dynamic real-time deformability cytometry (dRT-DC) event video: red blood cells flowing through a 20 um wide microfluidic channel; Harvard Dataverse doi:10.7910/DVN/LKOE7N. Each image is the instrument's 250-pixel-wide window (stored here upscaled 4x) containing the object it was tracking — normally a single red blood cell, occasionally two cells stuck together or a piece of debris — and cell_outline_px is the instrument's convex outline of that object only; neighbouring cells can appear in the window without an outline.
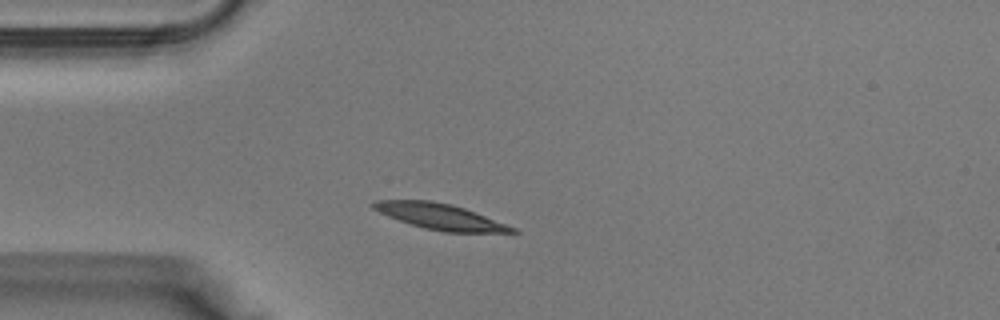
{"species": "Egyptian fruit bat (a non-hibernating species)", "species_latin": "Rousettus aegyptiacus", "temperature_condition": "warm", "stored_images_in_passage": 30, "camera_frame_rate_fps": 3000, "um_per_image_px": 0.085, "animal": {"sex": "male"}, "frame": {"image": 1, "passage_image": 1, "time_ms": 0.0, "image_size_px": [1000, 320], "cell_outline_px": [[520, 232], [444, 232], [424, 228], [388, 216], [372, 208], [368, 204], [376, 200], [432, 200], [452, 204], [464, 208], [516, 228]], "centroid_in_image_um": [37.37, 18.39], "position_along_channel_um": 47.6, "area_um2": 20.63}}
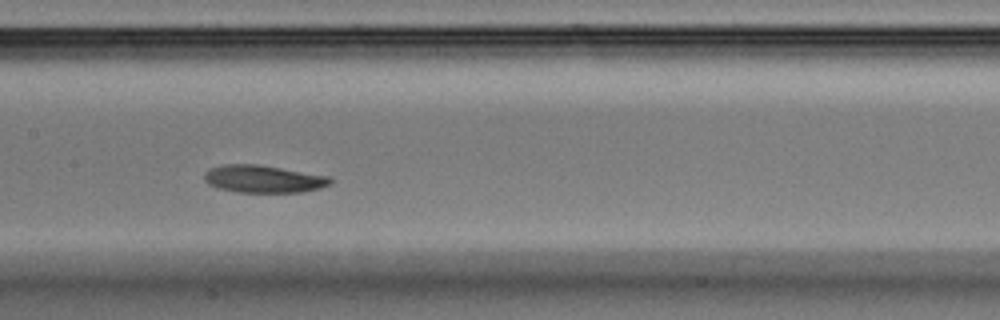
{"frame": {"image": 2, "passage_image": 10, "time_ms": 3.0, "image_size_px": [1000, 320], "cell_outline_px": [[332, 184], [320, 188], [300, 192], [236, 192], [216, 188], [208, 184], [204, 180], [204, 172], [208, 168], [220, 164], [256, 164], [328, 176], [332, 180]], "centroid_in_image_um": [22.32, 15.21], "position_along_channel_um": 185.1, "area_um2": 20.29}}
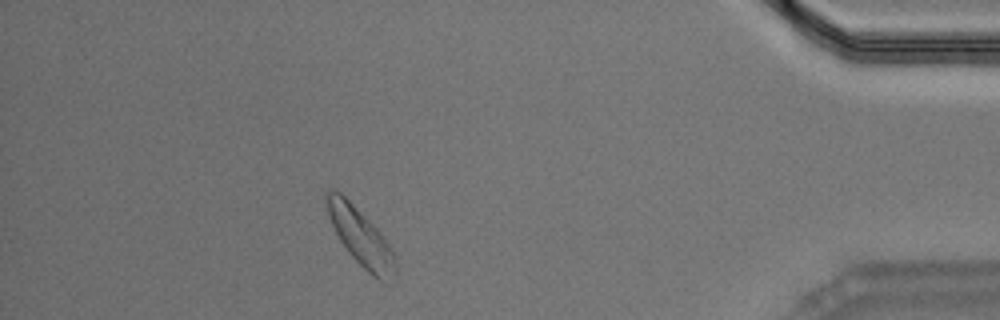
{"frame": {"image": 3, "passage_image": 26, "time_ms": 8.333, "image_size_px": [1000, 320], "cell_outline_px": [[396, 276], [380, 280], [372, 276], [348, 252], [340, 240], [328, 216], [324, 200], [324, 192], [336, 188], [380, 232], [392, 248], [396, 264]], "centroid_in_image_um": [30.62, 20.11], "position_along_channel_um": 404.6, "area_um2": 22.54}}